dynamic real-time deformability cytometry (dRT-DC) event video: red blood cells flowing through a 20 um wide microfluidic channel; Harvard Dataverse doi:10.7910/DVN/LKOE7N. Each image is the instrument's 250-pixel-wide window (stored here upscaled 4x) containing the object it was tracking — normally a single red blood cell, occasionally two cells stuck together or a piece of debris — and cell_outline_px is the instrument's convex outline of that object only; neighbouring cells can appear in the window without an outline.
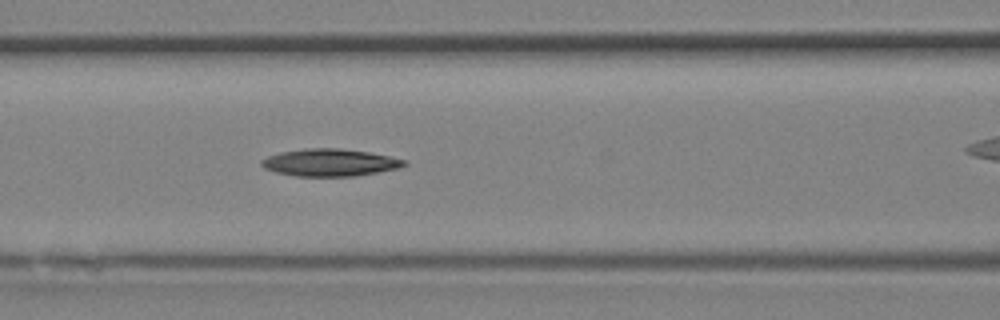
{"species": "Egyptian fruit bat (a non-hibernating species)", "species_latin": "Rousettus aegyptiacus", "temperature_condition": "room temperature", "stored_images_in_passage": 8, "camera_frame_rate_fps": 3000, "um_per_image_px": 0.085, "animal": {"sex": "female"}, "frame": {"image": 1, "passage_image": 8, "time_ms": 2.333, "image_size_px": [1000, 320], "cell_outline_px": [[408, 164], [396, 168], [376, 172], [352, 176], [296, 176], [276, 172], [264, 168], [260, 164], [260, 160], [268, 156], [280, 152], [304, 148], [340, 148], [368, 152], [408, 160]], "centroid_in_image_um": [28.01, 13.8], "position_along_channel_um": 138.6, "area_um2": 22.6}}